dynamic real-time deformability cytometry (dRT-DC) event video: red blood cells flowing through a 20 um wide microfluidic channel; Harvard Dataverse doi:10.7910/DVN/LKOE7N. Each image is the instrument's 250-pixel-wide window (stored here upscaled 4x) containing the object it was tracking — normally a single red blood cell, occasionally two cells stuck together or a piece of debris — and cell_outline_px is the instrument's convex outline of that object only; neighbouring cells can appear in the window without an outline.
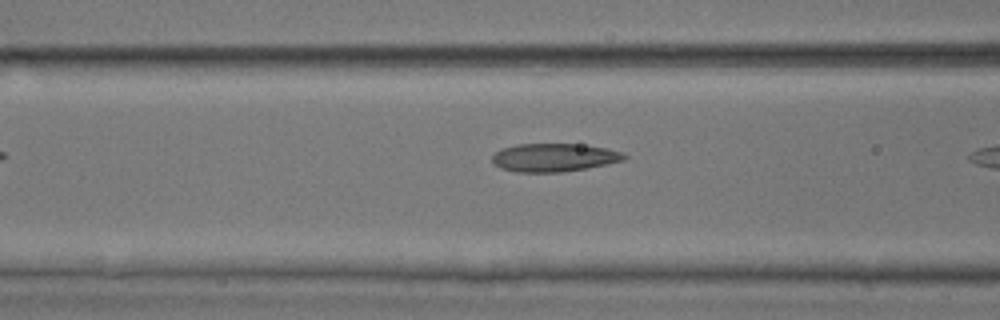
{"species": "common noctule bat (a hibernating species)", "species_latin": "Nyctalus noctula", "temperature_condition": "room temperature", "stored_images_in_passage": 7, "camera_frame_rate_fps": 3000, "um_per_image_px": 0.085, "animal": {"sex": "male", "body_mass_g": 17.9, "forearm_length_mm": 54.2}, "frame": {"image": 1, "passage_image": 6, "time_ms": 5.667, "image_size_px": [1000, 320], "cell_outline_px": [[628, 156], [624, 160], [588, 168], [560, 172], [516, 172], [500, 168], [492, 160], [492, 156], [500, 148], [516, 144], [580, 144], [604, 148], [624, 152]], "centroid_in_image_um": [47.09, 13.38], "position_along_channel_um": 119.5, "area_um2": 21.73}}